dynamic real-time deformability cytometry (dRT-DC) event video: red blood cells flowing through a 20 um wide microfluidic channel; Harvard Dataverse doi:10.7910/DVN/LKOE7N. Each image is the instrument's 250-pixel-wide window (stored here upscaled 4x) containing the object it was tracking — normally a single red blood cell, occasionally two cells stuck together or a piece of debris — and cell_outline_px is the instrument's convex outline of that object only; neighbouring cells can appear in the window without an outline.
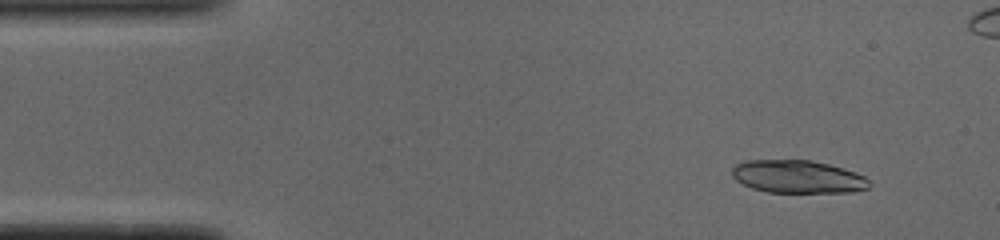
{"species": "common noctule bat (a hibernating species)", "species_latin": "Nyctalus noctula", "temperature_condition": "cold", "stored_images_in_passage": 48, "camera_frame_rate_fps": 3000, "um_per_image_px": 0.085, "animal": {"sex": "male", "body_mass_g": 19.0, "forearm_length_mm": 50.8}, "frame": {"image": 1, "passage_image": 5, "time_ms": 1.333, "image_size_px": [1000, 240], "cell_outline_px": [[872, 184], [868, 188], [852, 192], [768, 192], [752, 188], [736, 180], [732, 176], [732, 168], [736, 164], [748, 160], [808, 160], [828, 164], [856, 172], [864, 176]], "centroid_in_image_um": [67.82, 15.02], "position_along_channel_um": 17.2, "area_um2": 26.18}}
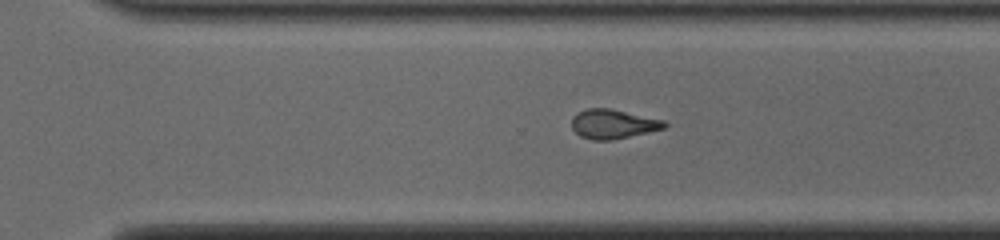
{"frame": {"image": 2, "passage_image": 35, "time_ms": 11.333, "image_size_px": [1000, 240], "cell_outline_px": [[668, 124], [664, 128], [648, 132], [612, 140], [592, 140], [580, 136], [572, 128], [572, 116], [576, 112], [584, 108], [608, 108], [664, 120]], "centroid_in_image_um": [52.07, 10.53], "position_along_channel_um": 318.5, "area_um2": 15.84}}
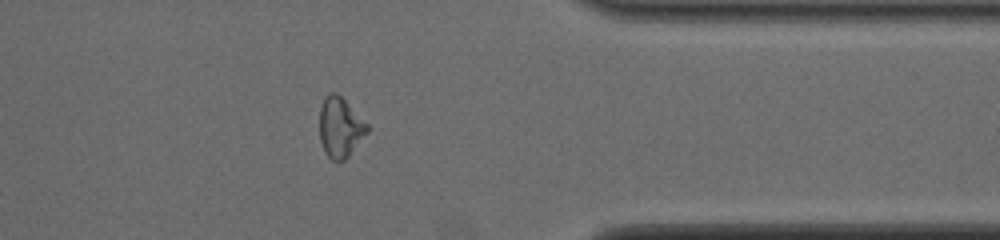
{"frame": {"image": 3, "passage_image": 41, "time_ms": 13.333, "image_size_px": [1000, 240], "cell_outline_px": [[368, 132], [348, 156], [344, 160], [332, 160], [324, 152], [320, 140], [320, 108], [324, 96], [332, 92], [336, 92], [368, 124]], "centroid_in_image_um": [28.9, 10.82], "position_along_channel_um": 382.5, "area_um2": 16.47}}